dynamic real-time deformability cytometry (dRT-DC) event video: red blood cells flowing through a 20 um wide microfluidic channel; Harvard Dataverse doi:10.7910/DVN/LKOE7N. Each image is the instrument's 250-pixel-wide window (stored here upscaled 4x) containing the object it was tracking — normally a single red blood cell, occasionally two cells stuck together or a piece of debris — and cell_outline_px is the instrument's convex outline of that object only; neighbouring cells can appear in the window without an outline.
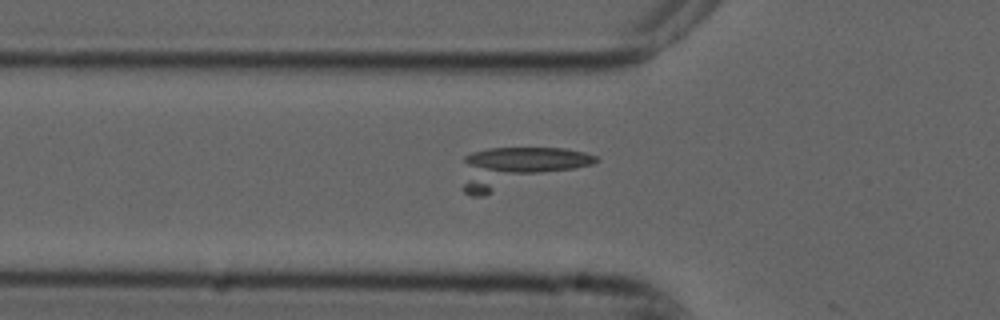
{"species": "common noctule bat (a hibernating species)", "species_latin": "Nyctalus noctula", "temperature_condition": "cold", "stored_images_in_passage": 13, "camera_frame_rate_fps": 3000, "um_per_image_px": 0.085, "animal": {"sex": "male", "forearm_length_mm": 52.5}, "frame": {"image": 1, "passage_image": 12, "time_ms": 3.667, "image_size_px": [1000, 320], "cell_outline_px": [[600, 160], [592, 164], [484, 196], [472, 196], [464, 192], [460, 188], [464, 156], [472, 152], [488, 148], [564, 148], [584, 152], [596, 156]], "centroid_in_image_um": [43.92, 14.23], "position_along_channel_um": 81.9, "area_um2": 31.44}}